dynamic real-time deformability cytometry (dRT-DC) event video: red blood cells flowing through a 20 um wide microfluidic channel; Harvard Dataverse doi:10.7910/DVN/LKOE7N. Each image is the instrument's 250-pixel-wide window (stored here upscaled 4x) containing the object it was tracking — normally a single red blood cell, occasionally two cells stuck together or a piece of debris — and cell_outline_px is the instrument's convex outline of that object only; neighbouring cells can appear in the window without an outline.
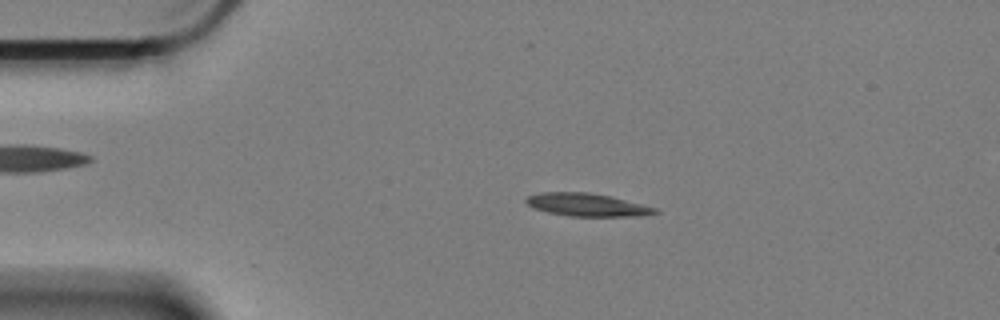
{"species": "Egyptian fruit bat (a non-hibernating species)", "species_latin": "Rousettus aegyptiacus", "temperature_condition": "cold", "stored_images_in_passage": 59, "camera_frame_rate_fps": 3000, "um_per_image_px": 0.085, "animal": {"sex": "female"}, "frame": {"image": 1, "passage_image": 11, "time_ms": 3.333, "image_size_px": [1000, 320], "cell_outline_px": [[660, 212], [640, 216], [568, 216], [548, 212], [532, 208], [524, 200], [528, 196], [540, 192], [588, 192], [612, 196], [656, 208]], "centroid_in_image_um": [49.88, 17.4], "position_along_channel_um": 35.1, "area_um2": 17.22}}
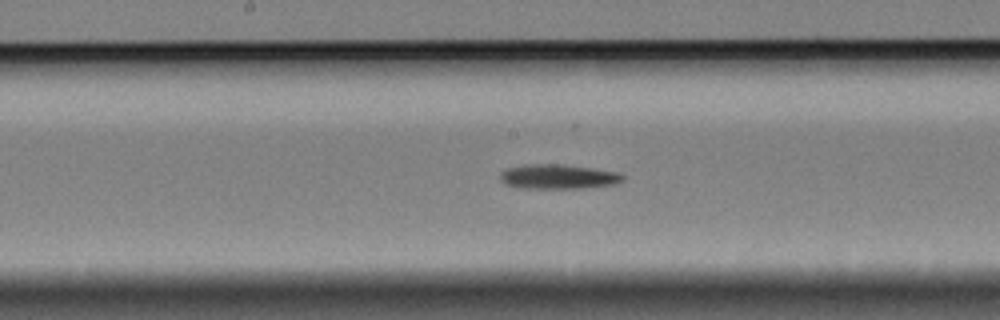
{"frame": {"image": 2, "passage_image": 29, "time_ms": 9.333, "image_size_px": [1000, 320], "cell_outline_px": [[624, 180], [616, 184], [580, 188], [520, 188], [504, 184], [500, 180], [500, 172], [504, 168], [524, 164], [560, 164], [592, 168], [616, 172], [624, 176]], "centroid_in_image_um": [47.38, 15.01], "position_along_channel_um": 200.8, "area_um2": 17.69}}
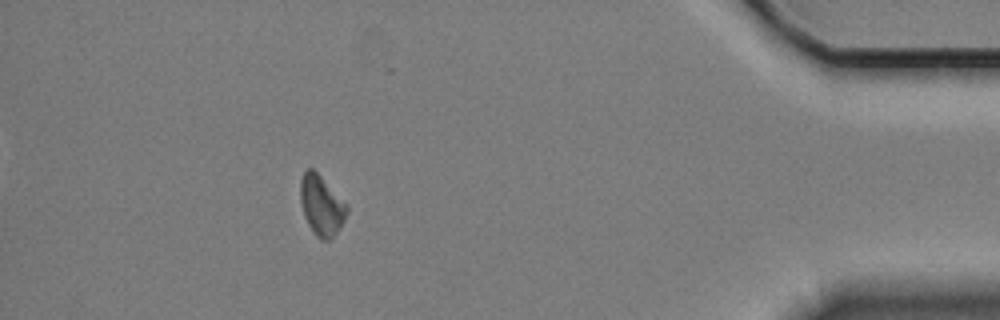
{"frame": {"image": 3, "passage_image": 52, "time_ms": 17.0, "image_size_px": [1000, 320], "cell_outline_px": [[348, 212], [344, 220], [332, 240], [320, 240], [316, 236], [308, 224], [304, 216], [300, 200], [300, 180], [304, 172], [308, 168], [312, 168], [348, 204]], "centroid_in_image_um": [27.33, 17.48], "position_along_channel_um": 407.9, "area_um2": 16.3}}